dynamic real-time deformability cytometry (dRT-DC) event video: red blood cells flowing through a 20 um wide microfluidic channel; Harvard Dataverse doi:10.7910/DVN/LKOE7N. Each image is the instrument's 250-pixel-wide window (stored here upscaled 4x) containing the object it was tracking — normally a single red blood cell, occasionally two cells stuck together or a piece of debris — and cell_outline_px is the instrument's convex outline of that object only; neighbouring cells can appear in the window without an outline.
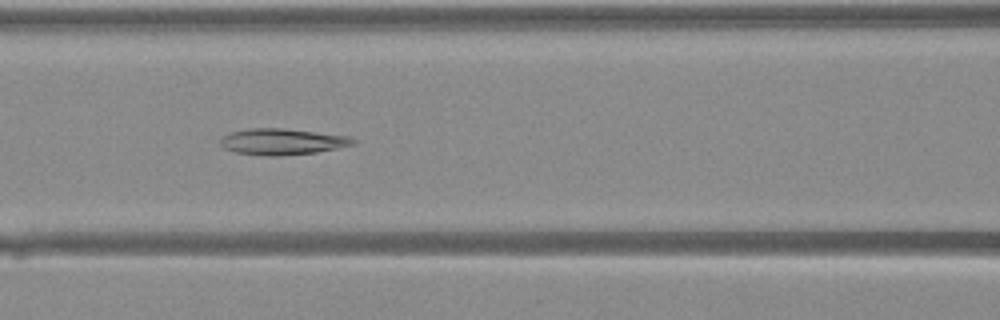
{"species": "Egyptian fruit bat (a non-hibernating species)", "species_latin": "Rousettus aegyptiacus", "temperature_condition": "warm", "stored_images_in_passage": 43, "camera_frame_rate_fps": 3000, "um_per_image_px": 0.085, "animal": {"sex": "female"}, "frame": {"image": 1, "passage_image": 20, "time_ms": 6.333, "image_size_px": [1000, 320], "cell_outline_px": [[356, 144], [316, 152], [280, 156], [264, 156], [236, 152], [224, 148], [220, 144], [220, 136], [232, 132], [248, 128], [284, 128], [348, 136], [356, 140]], "centroid_in_image_um": [23.96, 12.04], "position_along_channel_um": 142.6, "area_um2": 20.29}}
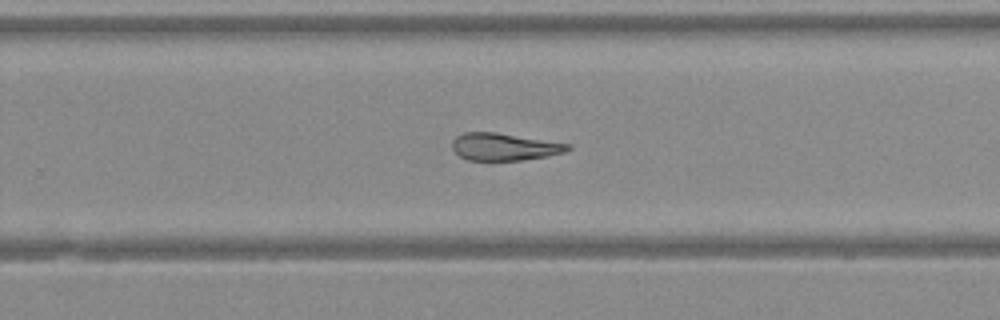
{"frame": {"image": 2, "passage_image": 29, "time_ms": 9.333, "image_size_px": [1000, 320], "cell_outline_px": [[572, 148], [564, 152], [548, 156], [524, 160], [468, 160], [460, 156], [452, 148], [452, 140], [456, 136], [464, 132], [496, 132], [572, 144]], "centroid_in_image_um": [42.88, 12.47], "position_along_channel_um": 286.9, "area_um2": 18.5}}
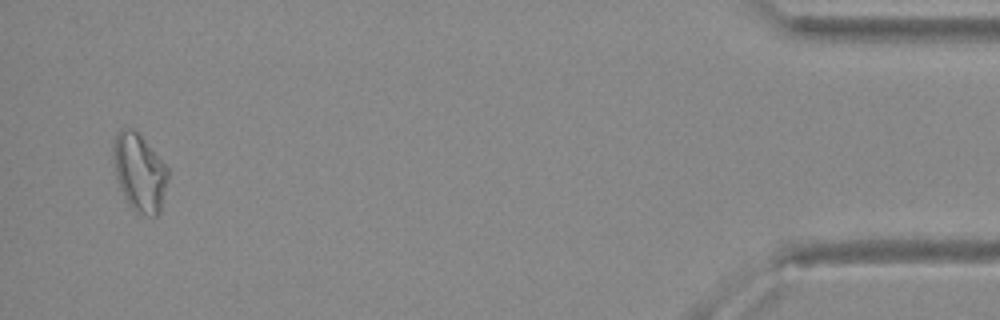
{"frame": {"image": 3, "passage_image": 42, "time_ms": 13.667, "image_size_px": [1000, 320], "cell_outline_px": [[168, 180], [160, 212], [156, 216], [144, 216], [136, 212], [128, 204], [120, 188], [116, 176], [112, 156], [112, 144], [116, 132], [120, 128], [132, 128], [140, 136], [168, 168]], "centroid_in_image_um": [11.83, 14.67], "position_along_channel_um": 423.4, "area_um2": 24.8}}